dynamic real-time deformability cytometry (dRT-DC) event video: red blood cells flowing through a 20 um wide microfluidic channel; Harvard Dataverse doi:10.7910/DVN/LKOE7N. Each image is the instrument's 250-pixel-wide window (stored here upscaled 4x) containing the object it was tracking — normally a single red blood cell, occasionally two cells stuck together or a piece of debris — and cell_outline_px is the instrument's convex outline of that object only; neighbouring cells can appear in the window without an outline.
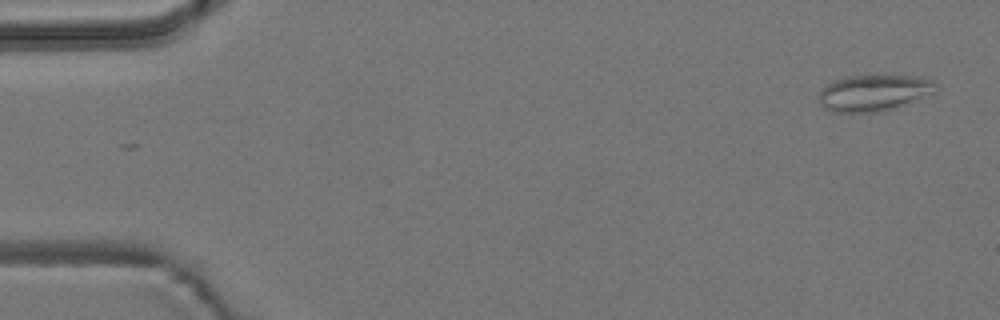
{"species": "common noctule bat (a hibernating species)", "species_latin": "Nyctalus noctula", "temperature_condition": "room temperature", "stored_images_in_passage": 5, "camera_frame_rate_fps": 3000, "um_per_image_px": 0.085, "animal": {"sex": "male", "body_mass_g": 19.2, "forearm_length_mm": 51.8}, "frame": {"image": 1, "passage_image": 1, "time_ms": 0.0, "image_size_px": [1000, 320], "cell_outline_px": [[940, 88], [932, 92], [896, 108], [884, 112], [832, 112], [824, 108], [820, 104], [820, 92], [832, 80], [844, 76], [912, 76], [932, 80]], "centroid_in_image_um": [74.25, 7.9], "position_along_channel_um": 10.8, "area_um2": 24.57}}